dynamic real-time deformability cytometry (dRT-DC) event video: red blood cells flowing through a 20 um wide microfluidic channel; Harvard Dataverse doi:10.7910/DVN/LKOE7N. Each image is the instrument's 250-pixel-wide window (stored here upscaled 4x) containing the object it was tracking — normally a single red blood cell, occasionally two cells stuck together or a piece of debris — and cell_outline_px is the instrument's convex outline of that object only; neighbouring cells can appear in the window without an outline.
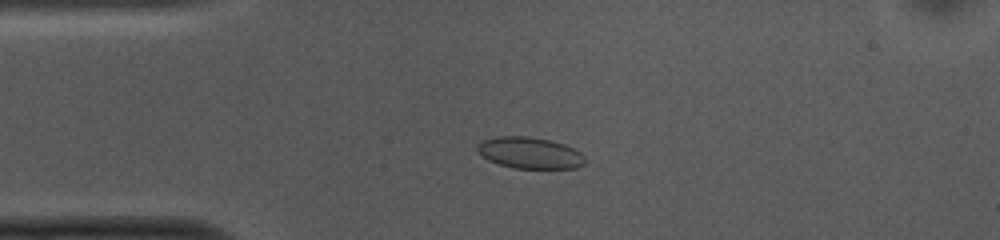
{"species": "common noctule bat (a hibernating species)", "species_latin": "Nyctalus noctula", "temperature_condition": "cold", "stored_images_in_passage": 52, "camera_frame_rate_fps": 3000, "um_per_image_px": 0.085, "animal": {"sex": "female", "body_mass_g": 10.0, "forearm_length_mm": 53.1}, "frame": {"image": 1, "passage_image": 11, "time_ms": 3.333, "image_size_px": [1000, 240], "cell_outline_px": [[584, 164], [576, 168], [512, 168], [488, 160], [476, 152], [476, 144], [484, 140], [496, 136], [528, 136], [548, 140], [564, 144], [580, 152], [584, 156]], "centroid_in_image_um": [44.98, 12.99], "position_along_channel_um": 40.0, "area_um2": 19.71}}
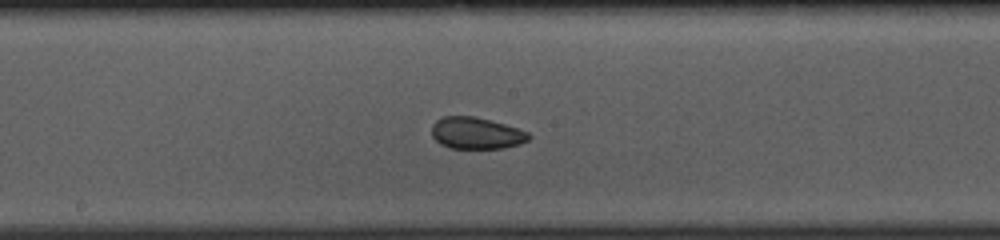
{"frame": {"image": 2, "passage_image": 26, "time_ms": 8.333, "image_size_px": [1000, 240], "cell_outline_px": [[532, 136], [528, 140], [520, 144], [504, 148], [448, 148], [440, 144], [432, 136], [432, 124], [436, 120], [444, 116], [476, 116], [504, 124], [528, 132]], "centroid_in_image_um": [40.47, 11.32], "position_along_channel_um": 207.7, "area_um2": 17.98}}
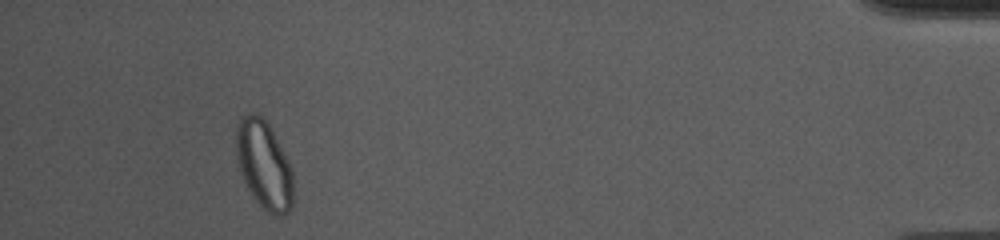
{"frame": {"image": 3, "passage_image": 48, "time_ms": 15.667, "image_size_px": [1000, 240], "cell_outline_px": [[292, 208], [288, 212], [280, 216], [276, 216], [268, 212], [252, 196], [240, 172], [236, 156], [236, 124], [240, 116], [248, 112], [256, 112], [264, 116], [288, 160], [292, 172]], "centroid_in_image_um": [22.41, 13.95], "position_along_channel_um": 412.8, "area_um2": 29.48}, "authors_computed_cell_mechanics": {"area_um2": 19.8543, "velocity_mm_per_s": 3.7335, "shape_relaxation_time_tau1_ms": 8.8737, "shape_relaxation_time_tau2_ms": 1.8733, "deformation_change_tau1": 0.1242, "deformation_change_tau2": 0.0628}}